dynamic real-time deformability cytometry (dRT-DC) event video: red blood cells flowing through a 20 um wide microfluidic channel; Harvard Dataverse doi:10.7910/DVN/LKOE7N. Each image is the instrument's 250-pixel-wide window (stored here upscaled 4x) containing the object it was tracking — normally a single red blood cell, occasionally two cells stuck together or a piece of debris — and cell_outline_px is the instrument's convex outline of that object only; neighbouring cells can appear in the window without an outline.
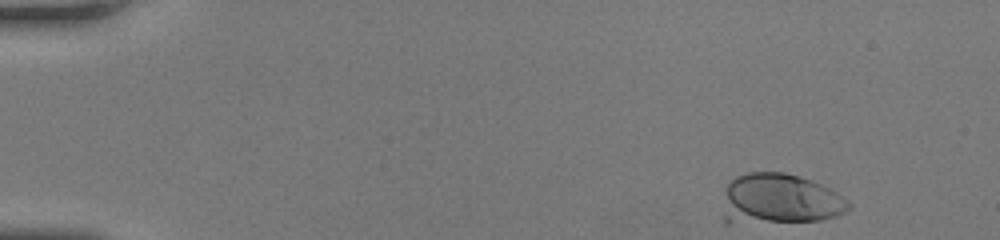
{"species": "human", "species_latin": "Homo sapiens", "temperature_condition": "room temperature", "stored_images_in_passage": 45, "camera_frame_rate_fps": 3000, "um_per_image_px": 0.085, "donor": {"sex": "female"}, "frame": {"image": 1, "passage_image": 1, "time_ms": 0.0, "image_size_px": [1000, 240], "cell_outline_px": [[852, 208], [836, 216], [820, 220], [728, 224], [724, 224], [724, 216], [728, 180], [736, 176], [748, 172], [784, 172], [820, 184], [836, 192], [848, 200], [852, 204]], "centroid_in_image_um": [66.27, 16.94], "position_along_channel_um": 18.7, "area_um2": 37.05}}
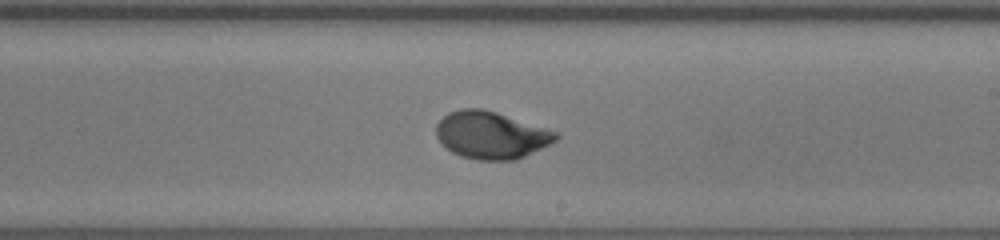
{"frame": {"image": 2, "passage_image": 26, "time_ms": 8.333, "image_size_px": [1000, 240], "cell_outline_px": [[560, 136], [556, 140], [516, 160], [476, 160], [460, 156], [452, 152], [436, 136], [436, 124], [448, 112], [460, 108], [484, 108], [560, 132]], "centroid_in_image_um": [41.75, 11.47], "position_along_channel_um": 247.3, "area_um2": 33.0}}
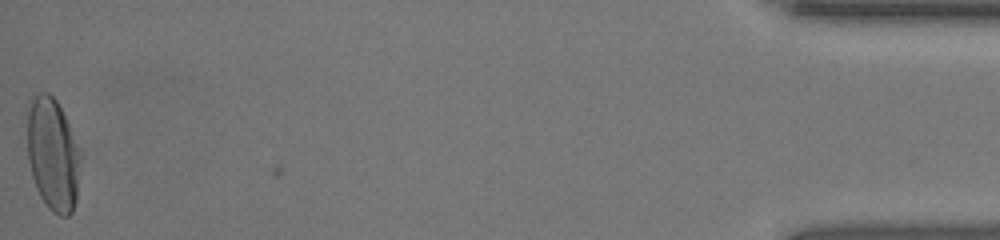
{"frame": {"image": 3, "passage_image": 45, "time_ms": 14.667, "image_size_px": [1000, 240], "cell_outline_px": [[80, 160], [76, 200], [72, 212], [68, 216], [60, 216], [52, 212], [48, 208], [40, 196], [36, 188], [32, 176], [28, 160], [28, 112], [32, 100], [40, 92], [48, 92], [56, 100], [68, 124], [80, 152]], "centroid_in_image_um": [4.49, 13.17], "position_along_channel_um": 430.7, "area_um2": 34.45}, "authors_computed_cell_mechanics": {"area_um2": 32.946, "velocity_mm_per_s": 4.3225, "shape_relaxation_time_tau1_ms": 3.0266, "shape_relaxation_time_tau2_ms": null, "deformation_change_tau1": 0.184, "deformation_change_tau2": null}}